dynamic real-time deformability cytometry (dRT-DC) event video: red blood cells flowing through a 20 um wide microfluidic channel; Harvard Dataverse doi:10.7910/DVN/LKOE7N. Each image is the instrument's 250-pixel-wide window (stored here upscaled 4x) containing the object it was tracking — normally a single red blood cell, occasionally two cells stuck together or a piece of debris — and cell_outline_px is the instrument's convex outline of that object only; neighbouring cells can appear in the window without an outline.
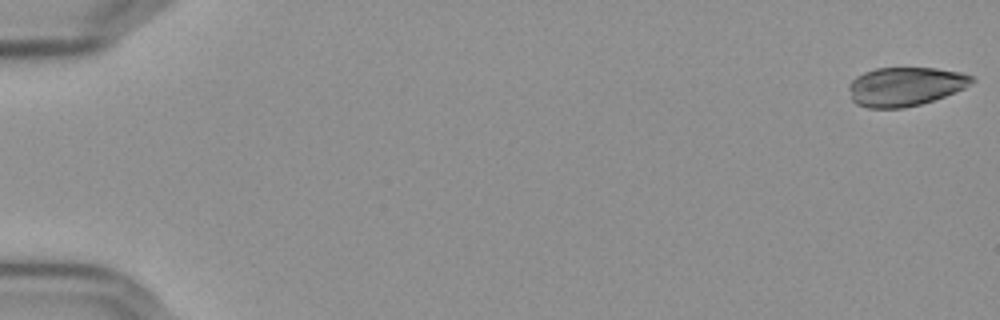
{"species": "Egyptian fruit bat (a non-hibernating species)", "species_latin": "Rousettus aegyptiacus", "temperature_condition": "cold", "stored_images_in_passage": 57, "camera_frame_rate_fps": 3000, "um_per_image_px": 0.085, "frame": {"image": 1, "passage_image": 1, "time_ms": 0.0, "image_size_px": [1000, 320], "cell_outline_px": [[976, 80], [964, 88], [944, 96], [920, 104], [904, 108], [868, 108], [856, 104], [852, 100], [848, 88], [848, 84], [856, 76], [864, 72], [876, 68], [936, 68], [960, 72], [972, 76]], "centroid_in_image_um": [76.91, 7.35], "position_along_channel_um": 8.1, "area_um2": 27.86}}
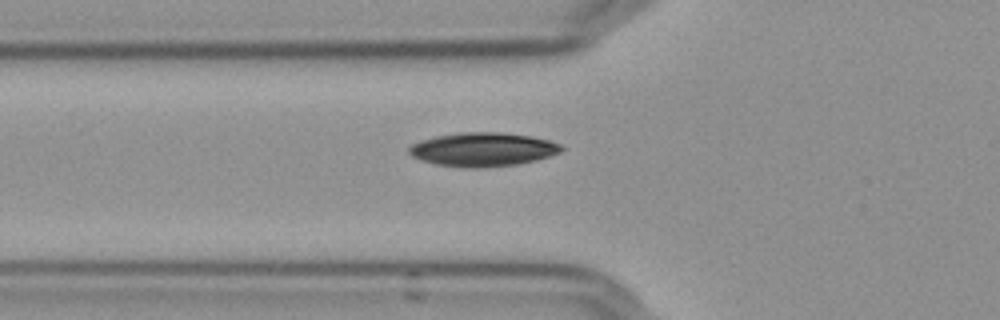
{"frame": {"image": 2, "passage_image": 21, "time_ms": 6.667, "image_size_px": [1000, 320], "cell_outline_px": [[564, 148], [560, 152], [536, 160], [516, 164], [476, 168], [468, 168], [436, 164], [412, 156], [408, 152], [408, 148], [412, 144], [420, 140], [436, 136], [460, 132], [500, 132], [532, 136], [548, 140], [560, 144]], "centroid_in_image_um": [41.03, 12.69], "position_along_channel_um": 84.8, "area_um2": 29.82}}
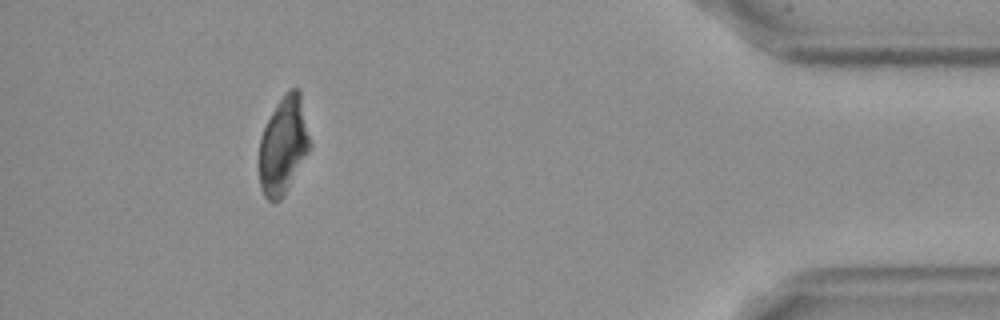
{"frame": {"image": 3, "passage_image": 52, "time_ms": 17.0, "image_size_px": [1000, 320], "cell_outline_px": [[312, 144], [308, 152], [280, 200], [272, 204], [264, 196], [260, 188], [260, 136], [276, 104], [292, 88], [300, 88]], "centroid_in_image_um": [24.1, 12.35], "position_along_channel_um": 411.1, "area_um2": 28.55}}